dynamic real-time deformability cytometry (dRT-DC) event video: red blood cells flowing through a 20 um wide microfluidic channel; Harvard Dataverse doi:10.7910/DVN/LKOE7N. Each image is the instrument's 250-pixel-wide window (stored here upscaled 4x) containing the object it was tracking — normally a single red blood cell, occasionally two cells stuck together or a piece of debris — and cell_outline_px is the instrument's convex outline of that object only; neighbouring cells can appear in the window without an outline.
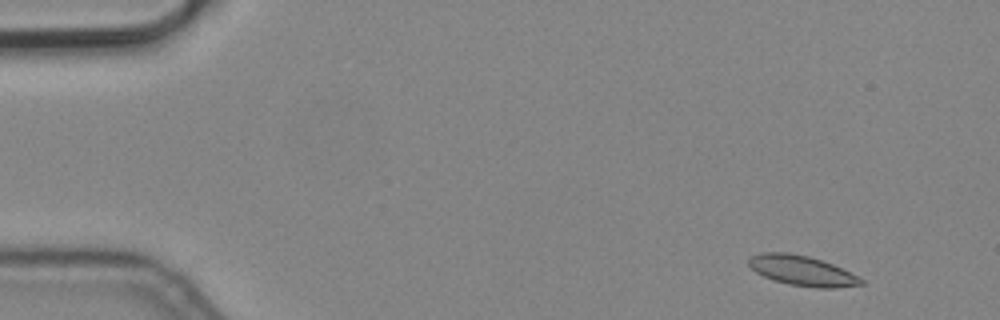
{"species": "common noctule bat (a hibernating species)", "species_latin": "Nyctalus noctula", "temperature_condition": "cold", "stored_images_in_passage": 7, "camera_frame_rate_fps": 3000, "um_per_image_px": 0.085, "animal": {"sex": "male", "body_mass_g": 19.2, "forearm_length_mm": 51.8}, "frame": {"image": 1, "passage_image": 1, "time_ms": 0.0, "image_size_px": [1000, 320], "cell_outline_px": [[864, 284], [836, 288], [816, 288], [788, 284], [772, 280], [756, 272], [748, 264], [748, 260], [752, 256], [760, 252], [788, 252], [808, 256], [832, 264], [864, 280]], "centroid_in_image_um": [68.14, 23.01], "position_along_channel_um": 16.9, "area_um2": 19.54}}
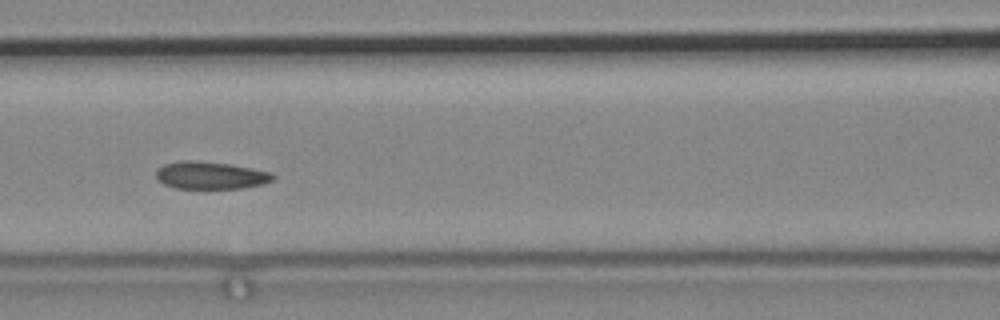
{"frame": {"image": 2, "passage_image": 6, "time_ms": 1.667, "image_size_px": [1000, 320], "cell_outline_px": [[276, 176], [272, 180], [260, 184], [244, 188], [176, 188], [164, 184], [156, 176], [156, 172], [164, 164], [184, 160], [196, 160], [228, 164], [252, 168], [272, 172]], "centroid_in_image_um": [17.92, 14.9], "position_along_channel_um": 148.7, "area_um2": 18.5}}
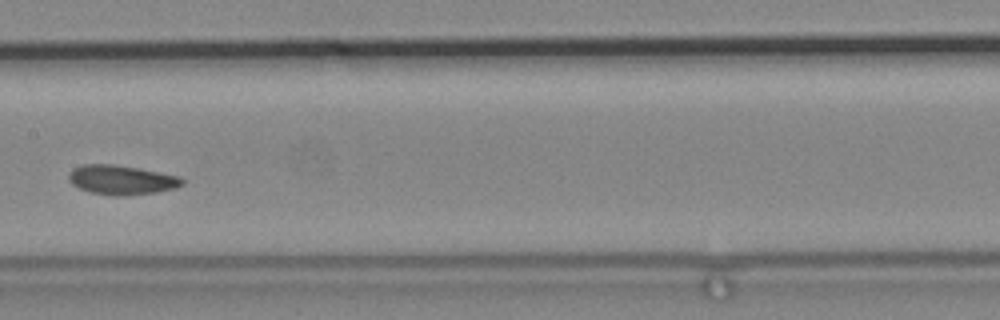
{"frame": {"image": 3, "passage_image": 7, "time_ms": 2.0, "image_size_px": [1000, 320], "cell_outline_px": [[184, 184], [176, 188], [156, 192], [124, 196], [112, 196], [92, 192], [80, 188], [72, 184], [68, 180], [68, 172], [72, 168], [84, 164], [112, 164], [136, 168], [180, 176], [184, 180]], "centroid_in_image_um": [10.31, 15.29], "position_along_channel_um": 197.1, "area_um2": 19.48}}